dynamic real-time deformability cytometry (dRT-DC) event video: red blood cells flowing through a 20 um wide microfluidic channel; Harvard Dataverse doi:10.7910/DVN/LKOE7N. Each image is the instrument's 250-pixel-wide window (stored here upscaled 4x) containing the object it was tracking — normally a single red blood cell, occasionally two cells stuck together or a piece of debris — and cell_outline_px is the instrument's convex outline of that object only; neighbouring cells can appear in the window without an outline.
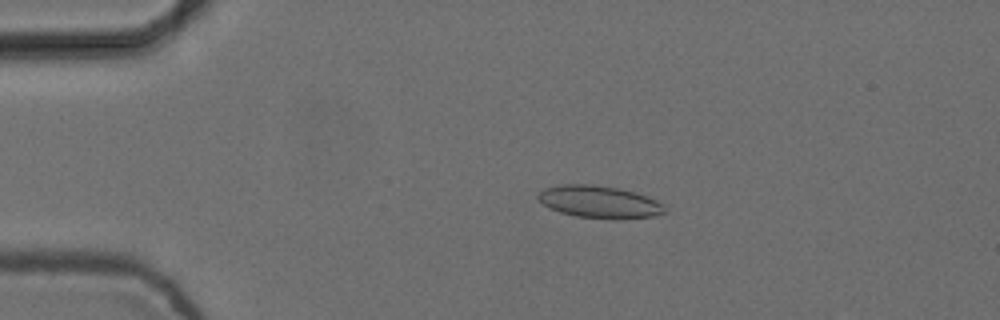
{"species": "common noctule bat (a hibernating species)", "species_latin": "Nyctalus noctula", "temperature_condition": "cold", "stored_images_in_passage": 5, "camera_frame_rate_fps": 3000, "um_per_image_px": 0.085, "animal": {"sex": "female", "body_mass_g": 24.6, "forearm_length_mm": 56.2}, "frame": {"image": 1, "passage_image": 3, "time_ms": 0.667, "image_size_px": [1000, 320], "cell_outline_px": [[664, 212], [652, 216], [576, 216], [560, 212], [544, 204], [536, 196], [544, 188], [560, 184], [592, 184], [620, 188], [636, 192], [648, 196], [664, 204]], "centroid_in_image_um": [50.9, 17.09], "position_along_channel_um": 34.1, "area_um2": 22.83}}